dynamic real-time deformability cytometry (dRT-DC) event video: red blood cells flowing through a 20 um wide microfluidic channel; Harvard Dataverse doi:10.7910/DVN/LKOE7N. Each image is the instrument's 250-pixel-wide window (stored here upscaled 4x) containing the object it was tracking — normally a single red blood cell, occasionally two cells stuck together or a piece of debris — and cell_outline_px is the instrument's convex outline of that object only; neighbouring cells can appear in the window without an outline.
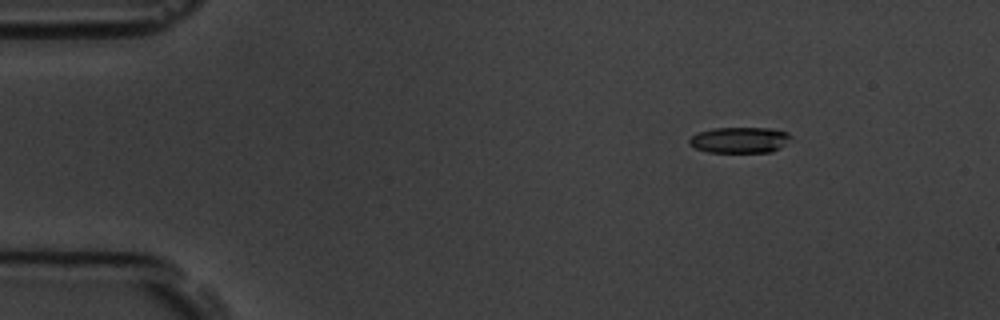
{"species": "common noctule bat (a hibernating species)", "species_latin": "Nyctalus noctula", "temperature_condition": "room temperature", "stored_images_in_passage": 4, "camera_frame_rate_fps": 3000, "um_per_image_px": 0.085, "animal": {"sex": "male", "body_mass_g": 19.5, "forearm_length_mm": 54.6}, "frame": {"image": 1, "passage_image": 2, "time_ms": 1.333, "image_size_px": [1000, 320], "cell_outline_px": [[792, 136], [780, 148], [772, 152], [708, 152], [696, 148], [688, 144], [688, 140], [692, 136], [700, 132], [716, 128], [768, 128], [788, 132]], "centroid_in_image_um": [62.88, 11.9], "position_along_channel_um": 22.1, "area_um2": 15.2}}